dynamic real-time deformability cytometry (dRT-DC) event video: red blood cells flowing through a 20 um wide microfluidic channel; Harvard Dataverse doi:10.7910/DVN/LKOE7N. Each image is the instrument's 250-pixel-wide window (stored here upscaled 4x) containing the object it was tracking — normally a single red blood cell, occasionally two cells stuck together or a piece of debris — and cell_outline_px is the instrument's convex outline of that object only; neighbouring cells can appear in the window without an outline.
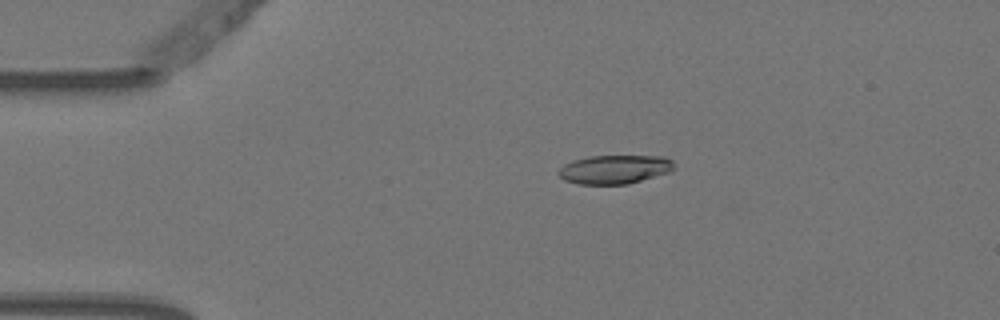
{"species": "Egyptian fruit bat (a non-hibernating species)", "species_latin": "Rousettus aegyptiacus", "temperature_condition": "warm", "stored_images_in_passage": 5, "camera_frame_rate_fps": 3000, "um_per_image_px": 0.085, "animal": {"sex": "female"}, "frame": {"image": 1, "passage_image": 3, "time_ms": 0.667, "image_size_px": [1000, 320], "cell_outline_px": [[676, 168], [672, 172], [628, 184], [576, 184], [564, 180], [556, 172], [564, 164], [572, 160], [588, 156], [664, 156], [672, 160]], "centroid_in_image_um": [52.26, 14.39], "position_along_channel_um": 32.7, "area_um2": 19.71}}
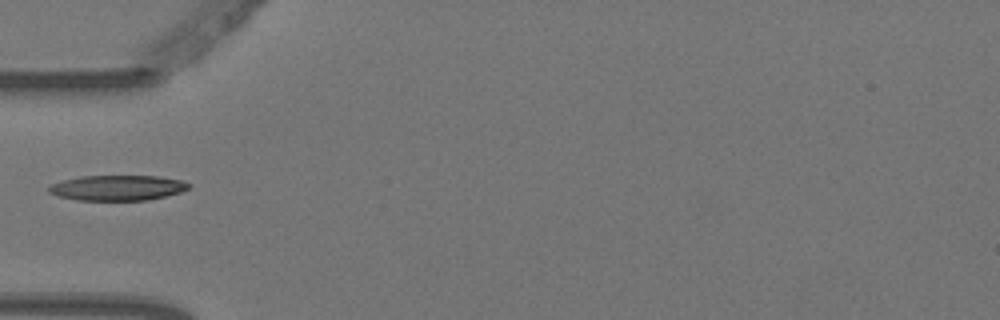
{"frame": {"image": 2, "passage_image": 5, "time_ms": 1.333, "image_size_px": [1000, 320], "cell_outline_px": [[192, 184], [188, 188], [180, 192], [148, 200], [76, 200], [56, 196], [48, 192], [48, 188], [52, 184], [64, 180], [80, 176], [160, 176], [180, 180]], "centroid_in_image_um": [9.97, 15.96], "position_along_channel_um": 75.0, "area_um2": 20.58}}